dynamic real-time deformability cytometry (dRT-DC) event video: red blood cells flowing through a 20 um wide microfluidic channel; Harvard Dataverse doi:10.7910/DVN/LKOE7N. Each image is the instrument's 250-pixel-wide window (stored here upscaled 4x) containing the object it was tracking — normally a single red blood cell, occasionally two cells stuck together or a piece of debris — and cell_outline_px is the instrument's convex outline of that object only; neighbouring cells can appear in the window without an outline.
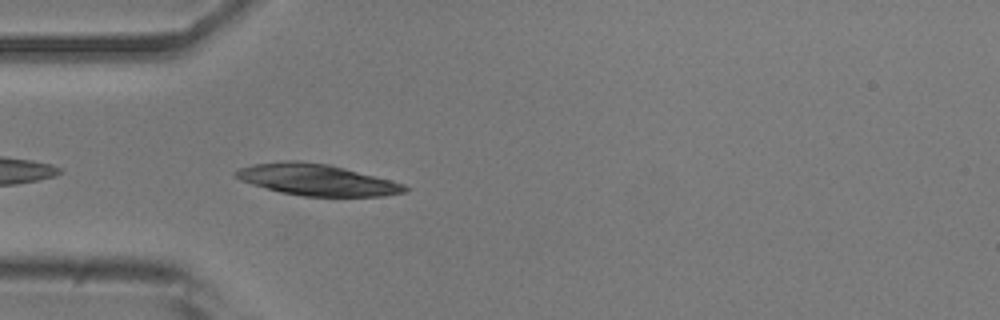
{"species": "common noctule bat (a hibernating species)", "species_latin": "Nyctalus noctula", "temperature_condition": "room temperature", "stored_images_in_passage": 41, "camera_frame_rate_fps": 3000, "um_per_image_px": 0.085, "animal": {"sex": "male", "body_mass_g": 20.5, "forearm_length_mm": 52.5}, "frame": {"image": 1, "passage_image": 4, "time_ms": 1.0, "image_size_px": [1000, 320], "cell_outline_px": [[408, 192], [384, 196], [304, 196], [280, 192], [252, 184], [240, 180], [232, 176], [232, 172], [240, 168], [252, 164], [284, 160], [300, 160], [328, 164], [392, 180], [404, 184], [408, 188]], "centroid_in_image_um": [26.9, 15.27], "position_along_channel_um": 58.1, "area_um2": 31.04}}
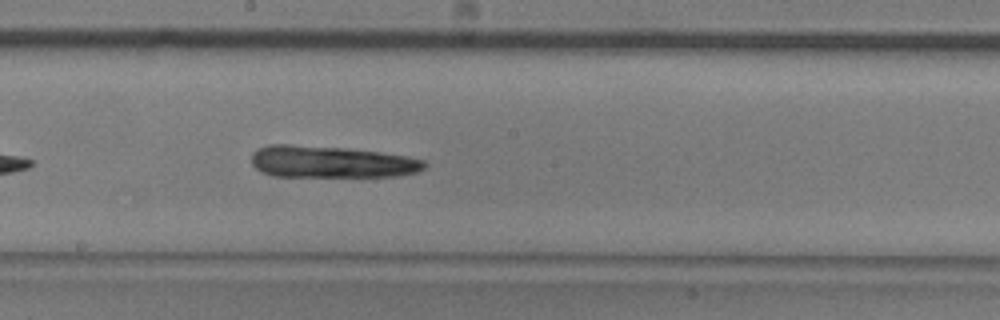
{"frame": {"image": 2, "passage_image": 17, "time_ms": 5.333, "image_size_px": [1000, 320], "cell_outline_px": [[428, 164], [424, 168], [416, 172], [396, 176], [272, 176], [260, 172], [252, 164], [252, 152], [256, 148], [268, 144], [288, 144], [344, 148], [380, 152], [408, 156], [424, 160]], "centroid_in_image_um": [28.12, 13.75], "position_along_channel_um": 220.1, "area_um2": 32.25}}
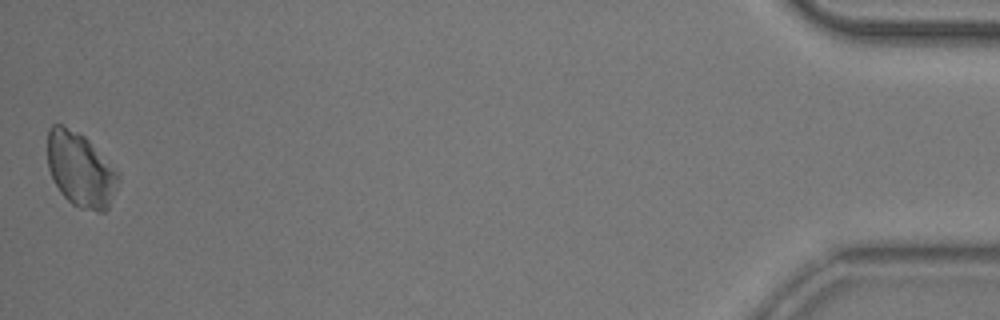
{"frame": {"image": 3, "passage_image": 41, "time_ms": 13.333, "image_size_px": [1000, 320], "cell_outline_px": [[120, 180], [108, 208], [104, 212], [96, 212], [80, 208], [72, 204], [60, 192], [48, 168], [48, 128], [52, 124], [60, 124], [80, 132], [120, 172]], "centroid_in_image_um": [6.87, 14.42], "position_along_channel_um": 428.3, "area_um2": 30.87}}